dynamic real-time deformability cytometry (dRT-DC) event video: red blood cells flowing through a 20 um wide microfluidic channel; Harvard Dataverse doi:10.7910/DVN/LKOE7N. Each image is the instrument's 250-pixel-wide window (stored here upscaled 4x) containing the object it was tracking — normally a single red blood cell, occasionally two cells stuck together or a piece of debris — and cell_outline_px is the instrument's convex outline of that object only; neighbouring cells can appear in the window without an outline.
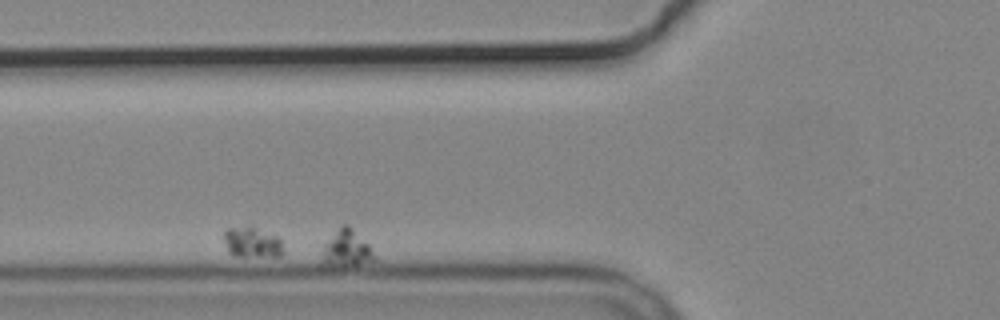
{"species": "common noctule bat (a hibernating species)", "species_latin": "Nyctalus noctula", "temperature_condition": "cold", "stored_images_in_passage": 11, "segment_of_instrument_passage": [3, 4], "camera_frame_rate_fps": 3000, "um_per_image_px": 0.085, "animal": {"sex": "male", "body_mass_g": 19.2, "forearm_length_mm": 51.8}, "frame": {"image": 1, "passage_image": 8, "time_ms": 2.333, "image_size_px": [1000, 320], "cell_outline_px": [[284, 252], [280, 256], [236, 256], [228, 252], [224, 240], [224, 228], [256, 228], [280, 236]], "centroid_in_image_um": [21.46, 20.62], "position_along_channel_um": 104.3, "area_um2": 10.52}}